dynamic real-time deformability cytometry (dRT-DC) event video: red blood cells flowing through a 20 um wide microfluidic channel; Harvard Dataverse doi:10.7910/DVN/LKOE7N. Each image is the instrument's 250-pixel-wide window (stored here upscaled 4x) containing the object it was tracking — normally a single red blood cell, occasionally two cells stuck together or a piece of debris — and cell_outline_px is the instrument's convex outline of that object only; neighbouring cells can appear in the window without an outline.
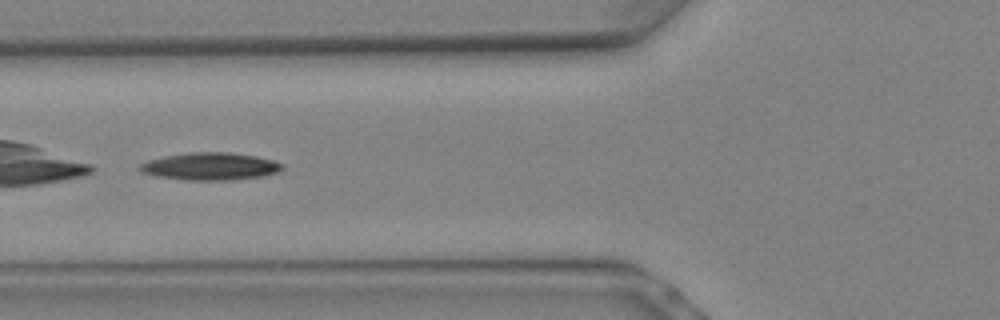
{"species": "Egyptian fruit bat (a non-hibernating species)", "species_latin": "Rousettus aegyptiacus", "temperature_condition": "warm", "stored_images_in_passage": 8, "camera_frame_rate_fps": 3000, "um_per_image_px": 0.085, "animal": {"sex": "female"}, "frame": {"image": 1, "passage_image": 7, "time_ms": 2.0, "image_size_px": [1000, 320], "cell_outline_px": [[284, 168], [280, 172], [260, 176], [228, 180], [184, 180], [156, 176], [140, 172], [136, 168], [140, 164], [148, 160], [164, 156], [188, 152], [232, 152], [256, 156], [272, 160], [284, 164]], "centroid_in_image_um": [17.85, 14.13], "position_along_channel_um": 108.0, "area_um2": 23.0}}